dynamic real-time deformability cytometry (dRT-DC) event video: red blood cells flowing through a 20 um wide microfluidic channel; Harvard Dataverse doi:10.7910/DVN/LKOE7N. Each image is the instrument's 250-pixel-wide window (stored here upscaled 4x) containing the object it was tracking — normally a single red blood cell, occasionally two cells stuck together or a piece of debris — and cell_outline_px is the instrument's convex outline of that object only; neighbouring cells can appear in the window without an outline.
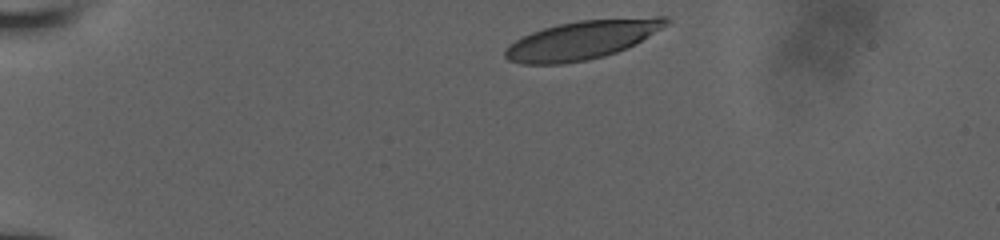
{"species": "human", "species_latin": "Homo sapiens", "temperature_condition": "room temperature", "stored_images_in_passage": 25, "camera_frame_rate_fps": 3000, "um_per_image_px": 0.085, "donor": {"sex": "male"}, "frame": {"image": 1, "passage_image": 1, "time_ms": 0.0, "image_size_px": [1000, 240], "cell_outline_px": [[672, 20], [668, 24], [636, 44], [616, 52], [604, 56], [588, 60], [564, 64], [520, 64], [508, 60], [504, 56], [504, 48], [516, 40], [532, 32], [544, 28], [560, 24], [580, 20], [656, 16], [668, 16]], "centroid_in_image_um": [49.5, 3.39], "position_along_channel_um": 35.5, "area_um2": 36.41}}
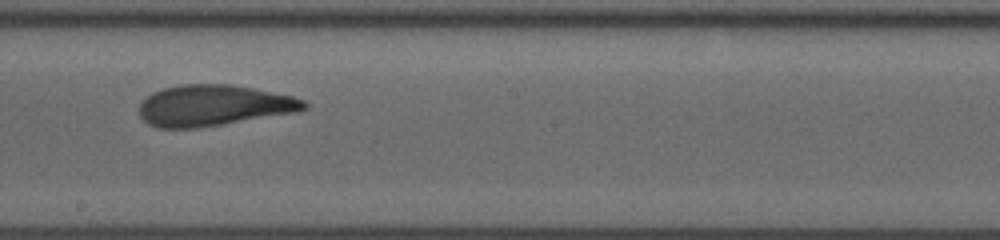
{"frame": {"image": 2, "passage_image": 15, "time_ms": 7.0, "image_size_px": [1000, 240], "cell_outline_px": [[308, 104], [304, 108], [292, 112], [196, 128], [160, 128], [148, 124], [140, 116], [140, 104], [152, 92], [164, 88], [180, 84], [228, 84], [252, 88], [292, 96], [304, 100]], "centroid_in_image_um": [18.09, 8.95], "position_along_channel_um": 230.1, "area_um2": 38.67}}
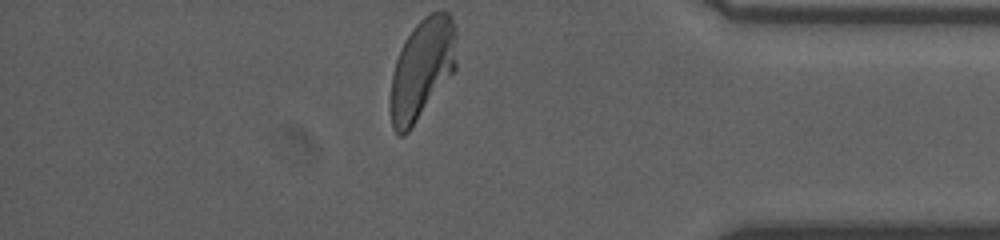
{"frame": {"image": 3, "passage_image": 25, "time_ms": 12.0, "image_size_px": [1000, 240], "cell_outline_px": [[456, 68], [408, 132], [404, 136], [396, 136], [392, 128], [388, 108], [388, 100], [392, 72], [400, 48], [416, 24], [424, 16], [432, 12], [448, 12], [452, 16], [456, 28]], "centroid_in_image_um": [35.83, 5.9], "position_along_channel_um": 399.4, "area_um2": 39.13}, "authors_computed_cell_mechanics": {"area_um2": 39.304, "velocity_mm_per_s": 3.8431, "shape_relaxation_time_tau1_ms": 6.1658, "shape_relaxation_time_tau2_ms": 1.2265, "deformation_change_tau1": 0.1915, "deformation_change_tau2": 0.0835}}